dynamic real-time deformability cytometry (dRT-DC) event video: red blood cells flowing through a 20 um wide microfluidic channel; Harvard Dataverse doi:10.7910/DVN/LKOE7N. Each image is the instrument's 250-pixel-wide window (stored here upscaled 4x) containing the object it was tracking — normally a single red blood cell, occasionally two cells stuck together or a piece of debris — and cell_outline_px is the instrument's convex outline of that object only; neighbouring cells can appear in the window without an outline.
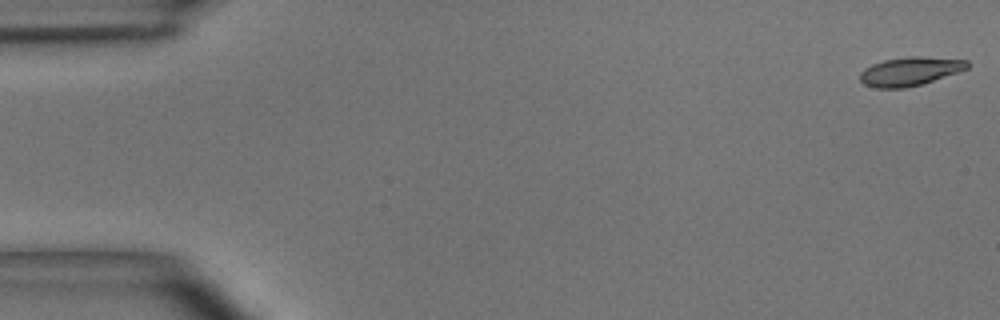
{"species": "common noctule bat (a hibernating species)", "species_latin": "Nyctalus noctula", "temperature_condition": "room temperature", "stored_images_in_passage": 49, "camera_frame_rate_fps": 3000, "um_per_image_px": 0.085, "animal": {"sex": "male", "body_mass_g": 15.6}, "frame": {"image": 1, "passage_image": 1, "time_ms": 0.0, "image_size_px": [1000, 320], "cell_outline_px": [[968, 68], [920, 84], [904, 88], [876, 88], [864, 84], [860, 80], [860, 72], [864, 68], [872, 64], [884, 60], [908, 56], [920, 56], [968, 60]], "centroid_in_image_um": [77.3, 6.05], "position_along_channel_um": 7.7, "area_um2": 17.69}}
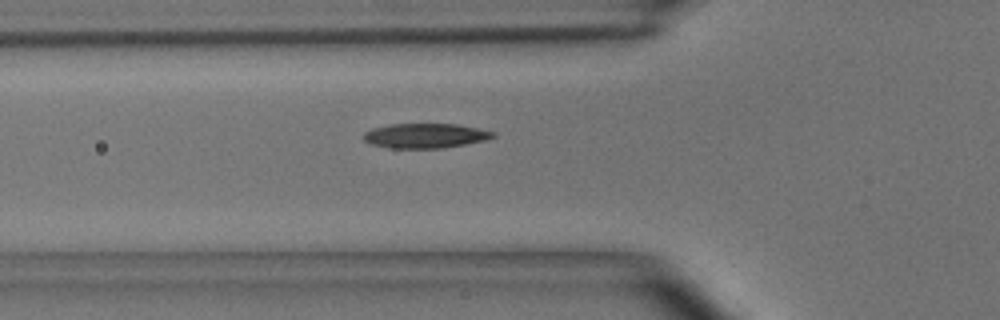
{"frame": {"image": 2, "passage_image": 17, "time_ms": 5.333, "image_size_px": [1000, 320], "cell_outline_px": [[496, 136], [484, 140], [464, 144], [440, 148], [392, 148], [372, 144], [364, 140], [364, 132], [372, 128], [392, 124], [456, 124], [496, 132]], "centroid_in_image_um": [36.14, 11.53], "position_along_channel_um": 89.7, "area_um2": 18.38}}
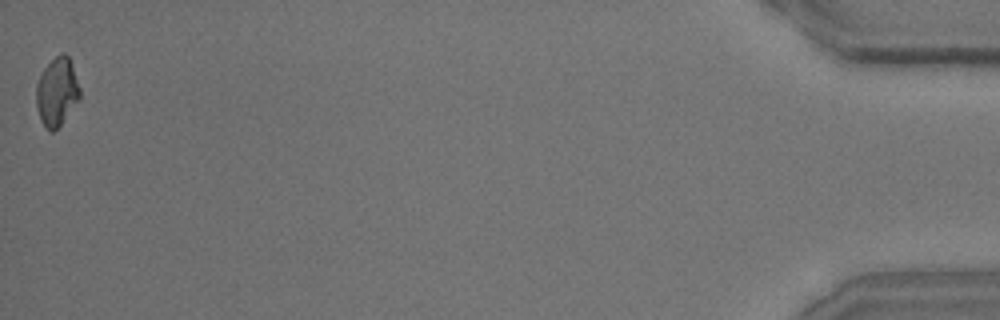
{"frame": {"image": 3, "passage_image": 49, "time_ms": 16.0, "image_size_px": [1000, 320], "cell_outline_px": [[80, 100], [60, 124], [52, 132], [44, 124], [40, 116], [36, 104], [36, 84], [44, 68], [60, 52], [64, 52], [68, 56], [80, 88]], "centroid_in_image_um": [4.85, 7.77], "position_along_channel_um": 430.4, "area_um2": 16.99}, "authors_computed_cell_mechanics": {"area_um2": 18.2648, "velocity_mm_per_s": 4.0609, "shape_relaxation_time_tau1_ms": 3.7082, "shape_relaxation_time_tau2_ms": 3.9975, "deformation_change_tau1": 0.1442, "deformation_change_tau2": 0.1208}}